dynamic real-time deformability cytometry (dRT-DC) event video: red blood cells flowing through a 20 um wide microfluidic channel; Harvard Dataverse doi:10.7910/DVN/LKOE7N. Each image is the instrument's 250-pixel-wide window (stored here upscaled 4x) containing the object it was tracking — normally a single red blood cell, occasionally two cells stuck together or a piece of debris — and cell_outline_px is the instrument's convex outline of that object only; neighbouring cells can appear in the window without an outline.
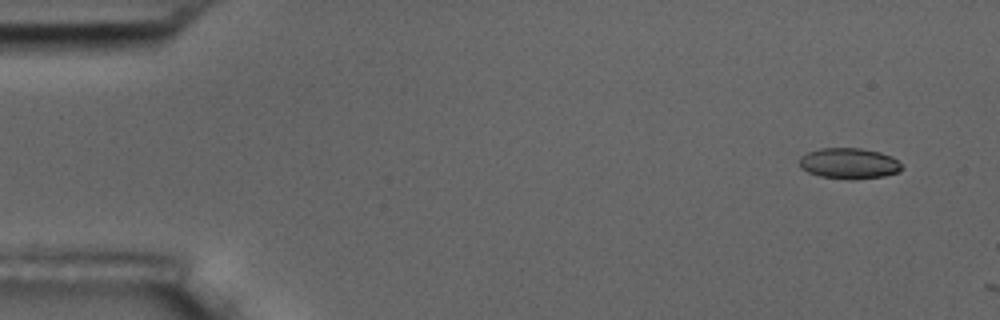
{"species": "common noctule bat (a hibernating species)", "species_latin": "Nyctalus noctula", "temperature_condition": "room temperature", "stored_images_in_passage": 2, "camera_frame_rate_fps": 3000, "um_per_image_px": 0.085, "animal": {"sex": "male", "body_mass_g": 17.5, "forearm_length_mm": 52.3}, "frame": {"image": 1, "passage_image": 1, "time_ms": 0.0, "image_size_px": [1000, 320], "cell_outline_px": [[904, 168], [900, 172], [884, 176], [852, 180], [848, 180], [820, 176], [808, 172], [800, 168], [796, 160], [800, 156], [808, 152], [820, 148], [860, 148], [880, 152], [892, 156]], "centroid_in_image_um": [72.14, 13.89], "position_along_channel_um": 12.9, "area_um2": 18.73}}